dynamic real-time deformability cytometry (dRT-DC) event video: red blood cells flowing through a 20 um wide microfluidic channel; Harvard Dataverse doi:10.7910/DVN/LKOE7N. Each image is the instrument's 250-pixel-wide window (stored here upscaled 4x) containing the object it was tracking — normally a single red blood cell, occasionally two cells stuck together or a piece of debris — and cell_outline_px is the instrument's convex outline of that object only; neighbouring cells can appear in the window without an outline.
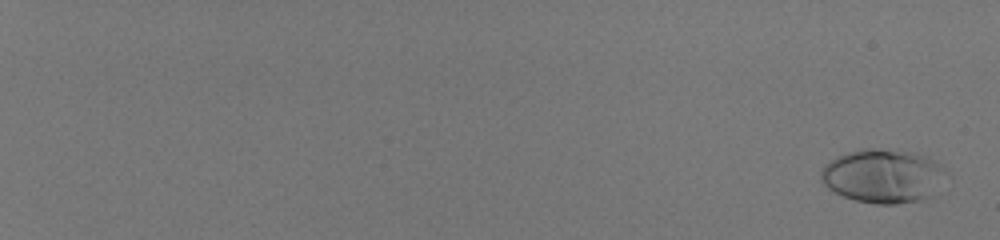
{"species": "human", "species_latin": "Homo sapiens", "temperature_condition": "room temperature", "stored_images_in_passage": 60, "camera_frame_rate_fps": 3000, "um_per_image_px": 0.085, "donor": {"sex": "male"}, "frame": {"image": 1, "passage_image": 3, "time_ms": 0.667, "image_size_px": [1000, 240], "cell_outline_px": [[948, 172], [932, 196], [920, 200], [896, 204], [880, 204], [856, 200], [844, 196], [828, 188], [820, 180], [820, 172], [824, 164], [848, 152], [864, 148], [872, 148], [916, 152], [928, 156], [940, 164]], "centroid_in_image_um": [75.08, 14.95], "position_along_channel_um": 9.9, "area_um2": 39.3}}
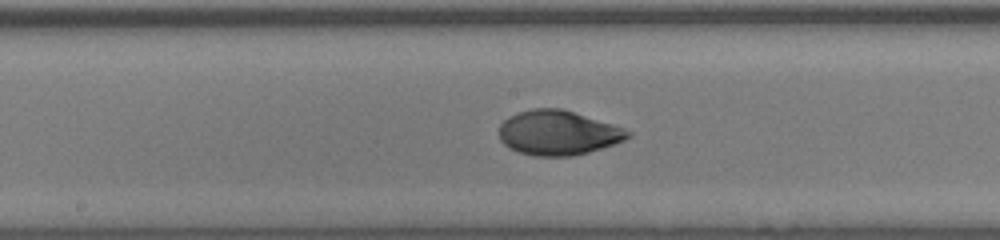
{"frame": {"image": 2, "passage_image": 39, "time_ms": 12.667, "image_size_px": [1000, 240], "cell_outline_px": [[632, 136], [624, 140], [588, 152], [572, 156], [532, 156], [508, 148], [500, 140], [500, 124], [508, 116], [516, 112], [532, 108], [560, 108], [612, 124], [624, 128], [632, 132]], "centroid_in_image_um": [47.4, 11.28], "position_along_channel_um": 200.8, "area_um2": 33.41}}
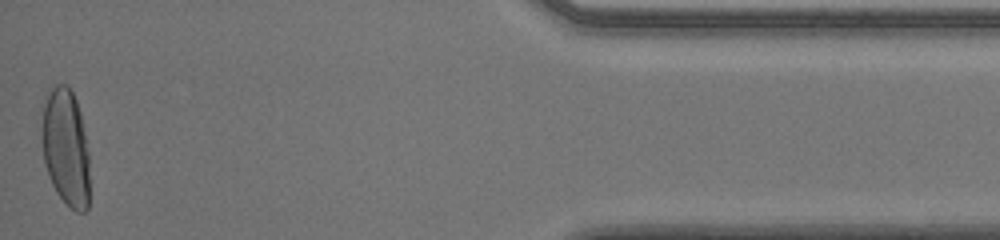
{"frame": {"image": 3, "passage_image": 60, "time_ms": 19.667, "image_size_px": [1000, 240], "cell_outline_px": [[88, 208], [84, 212], [76, 212], [56, 192], [48, 176], [44, 164], [40, 140], [40, 104], [48, 88], [56, 84], [68, 84], [76, 100], [80, 112], [88, 152]], "centroid_in_image_um": [5.51, 12.42], "position_along_channel_um": 429.7, "area_um2": 33.64}, "authors_computed_cell_mechanics": {"area_um2": 33.0327, "velocity_mm_per_s": 3.9962, "shape_relaxation_time_tau1_ms": 4.7678, "shape_relaxation_time_tau2_ms": null, "deformation_change_tau1": 0.234, "deformation_change_tau2": null}}